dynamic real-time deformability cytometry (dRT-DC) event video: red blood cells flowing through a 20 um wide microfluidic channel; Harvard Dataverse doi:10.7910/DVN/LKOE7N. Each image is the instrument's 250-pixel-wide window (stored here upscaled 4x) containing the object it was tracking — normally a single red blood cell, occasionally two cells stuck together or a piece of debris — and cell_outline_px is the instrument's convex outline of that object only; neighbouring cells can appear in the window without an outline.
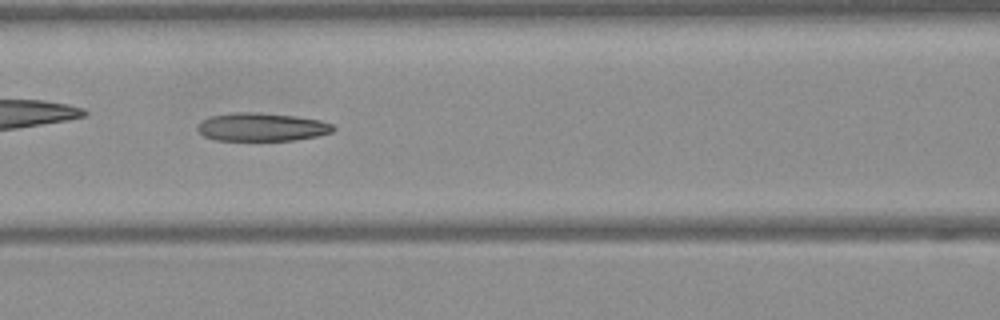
{"species": "Egyptian fruit bat (a non-hibernating species)", "species_latin": "Rousettus aegyptiacus", "temperature_condition": "warm", "stored_images_in_passage": 50, "camera_frame_rate_fps": 3000, "um_per_image_px": 0.085, "frame": {"image": 1, "passage_image": 22, "time_ms": 7.0, "image_size_px": [1000, 320], "cell_outline_px": [[336, 128], [332, 132], [316, 136], [296, 140], [216, 140], [204, 136], [196, 128], [196, 124], [212, 116], [236, 112], [252, 112], [296, 116], [320, 120], [332, 124]], "centroid_in_image_um": [22.26, 10.8], "position_along_channel_um": 144.3, "area_um2": 22.2}, "authors_computed_cell_mechanics": {"area_um2": 23.4379, "velocity_mm_per_s": 4.1197, "shape_relaxation_time_tau1_ms": null, "shape_relaxation_time_tau2_ms": 5.6421, "deformation_change_tau1": null, "deformation_change_tau2": 0.1887}}